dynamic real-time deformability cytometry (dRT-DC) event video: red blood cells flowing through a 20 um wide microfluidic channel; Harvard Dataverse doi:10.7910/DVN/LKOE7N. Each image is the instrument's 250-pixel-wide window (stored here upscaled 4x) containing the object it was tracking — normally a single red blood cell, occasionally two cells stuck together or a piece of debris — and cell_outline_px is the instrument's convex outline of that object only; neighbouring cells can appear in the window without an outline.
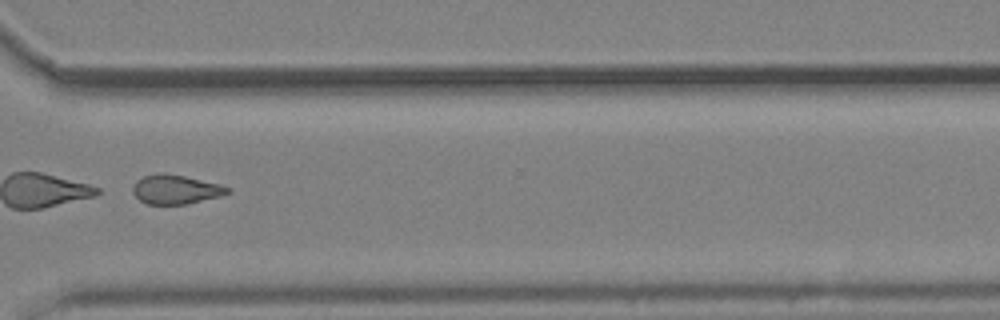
{"species": "common noctule bat (a hibernating species)", "species_latin": "Nyctalus noctula", "temperature_condition": "cold", "stored_images_in_passage": 35, "camera_frame_rate_fps": 3000, "um_per_image_px": 0.085, "animal": {"sex": "male", "body_mass_g": 19.2, "forearm_length_mm": 51.8}, "frame": {"image": 1, "passage_image": 25, "time_ms": 8.0, "image_size_px": [1000, 320], "cell_outline_px": [[232, 192], [220, 196], [184, 204], [148, 204], [140, 200], [132, 192], [132, 188], [136, 180], [144, 176], [160, 172], [164, 172], [184, 176], [220, 184], [232, 188]], "centroid_in_image_um": [14.94, 16.09], "position_along_channel_um": 355.7, "area_um2": 16.13}, "authors_computed_cell_mechanics": {"area_um2": 16.1262, "velocity_mm_per_s": 3.6885, "shape_relaxation_time_tau1_ms": 0.3853, "shape_relaxation_time_tau2_ms": 6.1973, "deformation_change_tau1": 0.2507, "deformation_change_tau2": 0.1398}}